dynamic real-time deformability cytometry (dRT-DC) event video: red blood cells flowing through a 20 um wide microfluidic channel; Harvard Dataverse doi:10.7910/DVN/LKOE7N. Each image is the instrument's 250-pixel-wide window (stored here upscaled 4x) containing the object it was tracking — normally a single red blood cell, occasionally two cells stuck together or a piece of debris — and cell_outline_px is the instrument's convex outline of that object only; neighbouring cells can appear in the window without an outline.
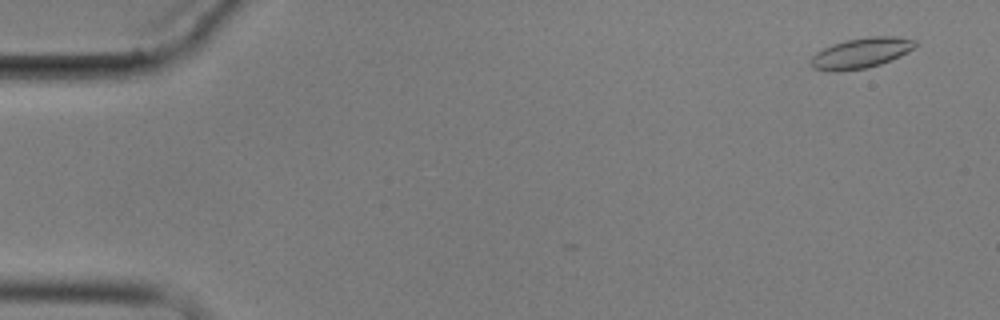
{"species": "common noctule bat (a hibernating species)", "species_latin": "Nyctalus noctula", "temperature_condition": "cold", "stored_images_in_passage": 4, "camera_frame_rate_fps": 3000, "um_per_image_px": 0.085, "animal": {"sex": "male", "body_mass_g": 17.9}, "frame": {"image": 1, "passage_image": 2, "time_ms": 1.0, "image_size_px": [1000, 320], "cell_outline_px": [[916, 44], [908, 52], [900, 56], [880, 64], [868, 68], [812, 68], [808, 64], [812, 56], [816, 52], [824, 48], [848, 40], [868, 36], [896, 36], [916, 40]], "centroid_in_image_um": [73.25, 4.46], "position_along_channel_um": 11.7, "area_um2": 17.63}}